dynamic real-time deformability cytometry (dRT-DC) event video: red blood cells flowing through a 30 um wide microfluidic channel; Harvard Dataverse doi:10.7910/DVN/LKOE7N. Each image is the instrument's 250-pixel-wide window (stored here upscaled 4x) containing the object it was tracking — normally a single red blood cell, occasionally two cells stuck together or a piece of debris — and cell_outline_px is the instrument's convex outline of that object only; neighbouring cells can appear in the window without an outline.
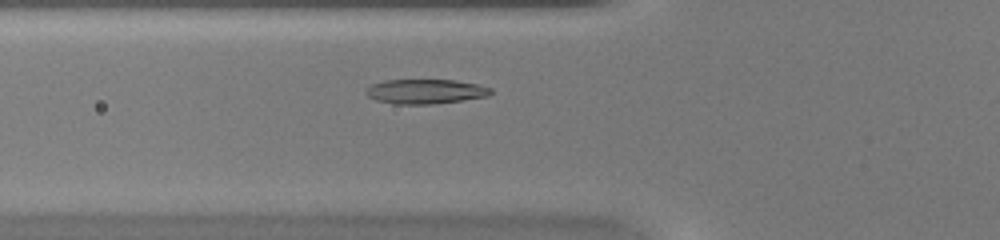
{"species": "common noctule bat (a hibernating species)", "species_latin": "Nyctalus noctula", "temperature_condition": "warm", "stored_images_in_passage": 34, "camera_frame_rate_fps": 3000, "um_per_image_px": 0.085, "animal": {"sex": "female", "body_mass_g": 20.0, "forearm_length_mm": 54.0}, "frame": {"image": 1, "passage_image": 4, "time_ms": 1.0, "image_size_px": [1000, 240], "cell_outline_px": [[492, 92], [488, 96], [436, 104], [396, 104], [376, 100], [368, 96], [364, 92], [364, 88], [372, 84], [384, 80], [456, 80], [476, 84], [492, 88]], "centroid_in_image_um": [36.13, 7.77], "position_along_channel_um": 89.7, "area_um2": 17.98}}
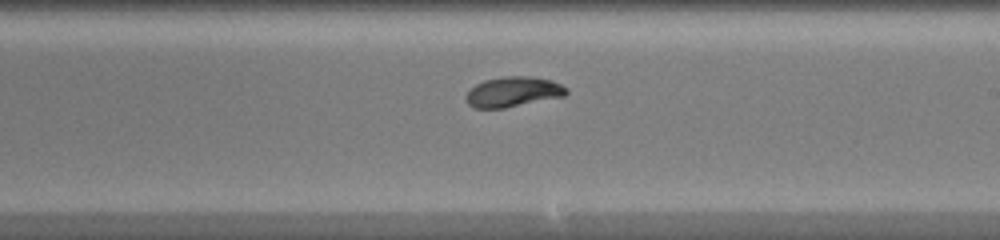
{"frame": {"image": 2, "passage_image": 15, "time_ms": 4.667, "image_size_px": [1000, 240], "cell_outline_px": [[568, 92], [564, 96], [504, 108], [472, 108], [468, 104], [464, 96], [476, 84], [484, 80], [504, 76], [528, 76], [552, 80], [568, 88]], "centroid_in_image_um": [43.6, 7.8], "position_along_channel_um": 245.4, "area_um2": 17.63}}
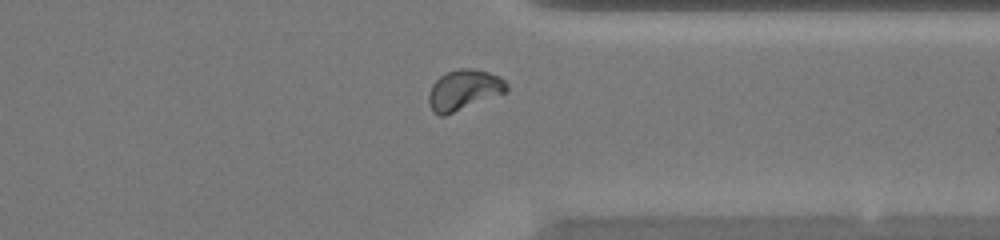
{"frame": {"image": 3, "passage_image": 24, "time_ms": 7.667, "image_size_px": [1000, 240], "cell_outline_px": [[508, 92], [444, 116], [440, 116], [432, 112], [428, 104], [428, 92], [432, 84], [440, 76], [448, 72], [460, 68], [472, 68], [488, 72], [500, 76], [508, 84]], "centroid_in_image_um": [39.43, 7.66], "position_along_channel_um": 372.0, "area_um2": 18.61}, "authors_computed_cell_mechanics": {"area_um2": 17.8313, "velocity_mm_per_s": 4.2547, "shape_relaxation_time_tau1_ms": 2.7964, "shape_relaxation_time_tau2_ms": 0.8015, "deformation_change_tau1": 0.1636, "deformation_change_tau2": 0.0566}}